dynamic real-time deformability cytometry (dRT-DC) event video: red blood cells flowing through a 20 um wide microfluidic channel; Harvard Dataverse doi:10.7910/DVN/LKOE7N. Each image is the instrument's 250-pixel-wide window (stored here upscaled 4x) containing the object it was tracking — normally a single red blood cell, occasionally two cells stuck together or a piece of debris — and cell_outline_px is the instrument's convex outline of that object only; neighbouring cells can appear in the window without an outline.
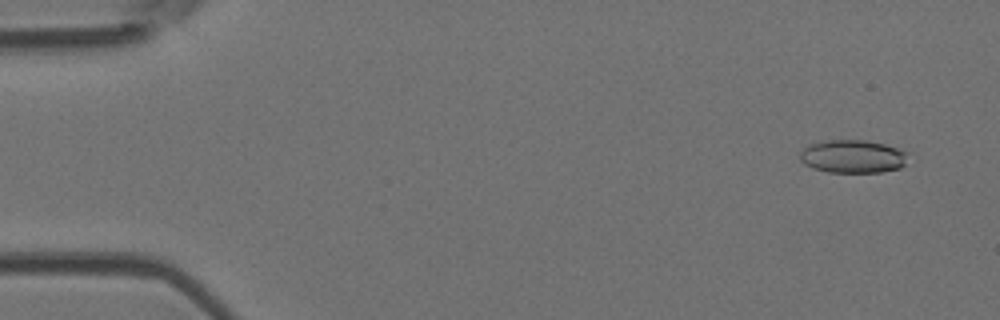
{"species": "Egyptian fruit bat (a non-hibernating species)", "species_latin": "Rousettus aegyptiacus", "temperature_condition": "room temperature", "stored_images_in_passage": 5, "camera_frame_rate_fps": 3000, "um_per_image_px": 0.085, "animal": {"sex": "female"}, "frame": {"image": 1, "passage_image": 2, "time_ms": 1.0, "image_size_px": [1000, 320], "cell_outline_px": [[912, 152], [904, 164], [900, 168], [880, 172], [828, 172], [812, 168], [804, 164], [800, 160], [800, 152], [808, 144], [828, 140], [864, 140], [884, 144]], "centroid_in_image_um": [72.51, 13.29], "position_along_channel_um": 12.5, "area_um2": 21.1}}
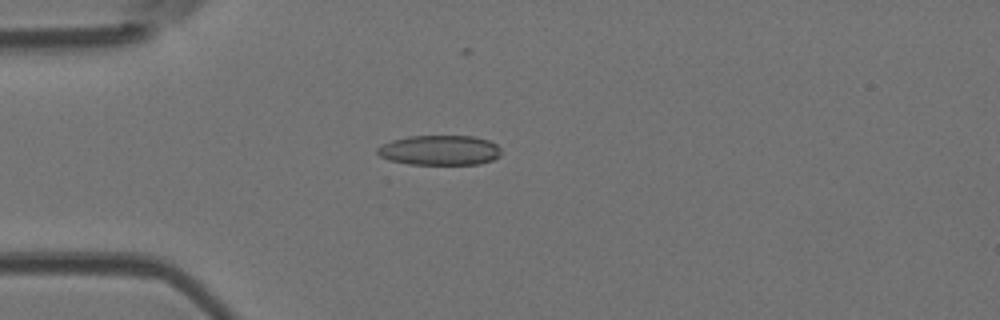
{"frame": {"image": 2, "passage_image": 5, "time_ms": 4.667, "image_size_px": [1000, 320], "cell_outline_px": [[500, 156], [492, 160], [480, 164], [408, 164], [388, 160], [380, 156], [376, 152], [376, 148], [392, 140], [408, 136], [476, 136], [488, 140], [496, 144], [500, 148]], "centroid_in_image_um": [37.37, 12.77], "position_along_channel_um": 47.6, "area_um2": 21.68}}